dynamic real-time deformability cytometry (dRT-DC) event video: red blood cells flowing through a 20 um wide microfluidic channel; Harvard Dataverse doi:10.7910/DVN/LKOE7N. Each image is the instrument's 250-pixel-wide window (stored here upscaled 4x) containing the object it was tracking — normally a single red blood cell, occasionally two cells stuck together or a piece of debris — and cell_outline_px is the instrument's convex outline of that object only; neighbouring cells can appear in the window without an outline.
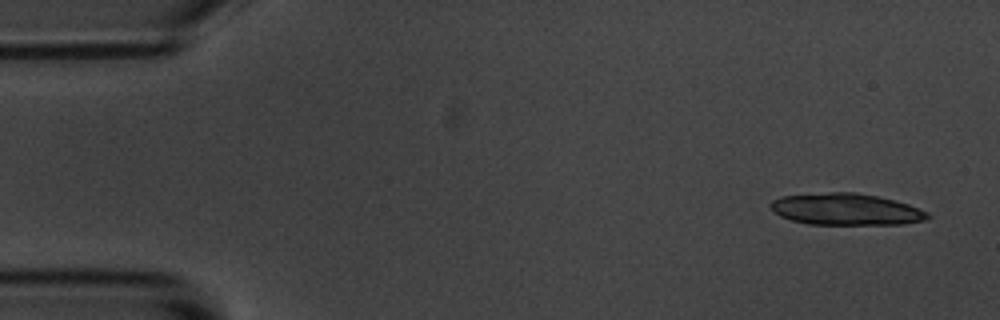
{"species": "common noctule bat (a hibernating species)", "species_latin": "Nyctalus noctula", "temperature_condition": "room temperature", "stored_images_in_passage": 4, "camera_frame_rate_fps": 3000, "um_per_image_px": 0.085, "animal": {"sex": "male", "body_mass_g": 20.1, "forearm_length_mm": 53.5}, "frame": {"image": 1, "passage_image": 1, "time_ms": 0.0, "image_size_px": [1000, 320], "cell_outline_px": [[932, 216], [924, 220], [900, 224], [808, 224], [792, 220], [780, 216], [768, 204], [772, 200], [780, 196], [828, 192], [856, 192], [876, 196], [908, 204], [928, 212]], "centroid_in_image_um": [71.89, 17.78], "position_along_channel_um": 13.1, "area_um2": 28.84}}